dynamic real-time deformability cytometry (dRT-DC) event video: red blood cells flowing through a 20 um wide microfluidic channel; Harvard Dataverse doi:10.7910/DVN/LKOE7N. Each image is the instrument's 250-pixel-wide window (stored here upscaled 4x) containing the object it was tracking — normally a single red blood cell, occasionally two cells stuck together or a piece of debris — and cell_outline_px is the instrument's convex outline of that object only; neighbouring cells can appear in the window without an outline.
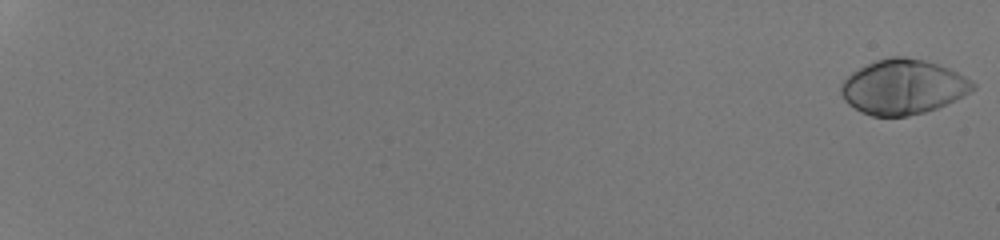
{"species": "human", "species_latin": "Homo sapiens", "temperature_condition": "room temperature", "stored_images_in_passage": 54, "camera_frame_rate_fps": 3000, "um_per_image_px": 0.085, "donor": {"sex": "male"}, "frame": {"image": 1, "passage_image": 1, "time_ms": 0.0, "image_size_px": [1000, 240], "cell_outline_px": [[976, 88], [936, 108], [924, 112], [908, 116], [872, 116], [860, 112], [848, 104], [844, 100], [840, 92], [840, 88], [844, 80], [852, 72], [876, 60], [892, 56], [904, 56], [924, 60], [948, 68], [964, 76], [976, 84]], "centroid_in_image_um": [76.71, 7.39], "position_along_channel_um": 8.3, "area_um2": 41.62}}
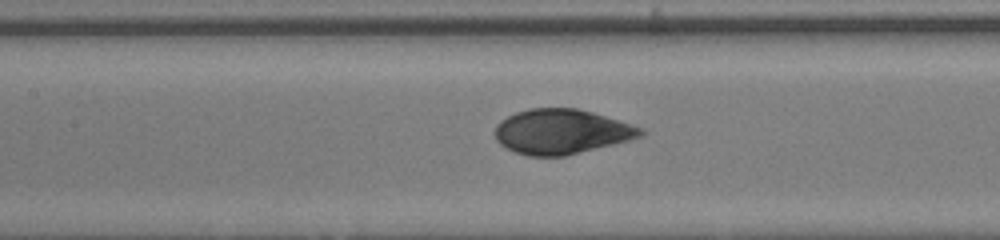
{"frame": {"image": 2, "passage_image": 31, "time_ms": 10.0, "image_size_px": [1000, 240], "cell_outline_px": [[644, 136], [564, 156], [528, 156], [516, 152], [500, 144], [496, 140], [496, 124], [500, 120], [516, 112], [528, 108], [576, 108], [592, 112], [632, 124], [644, 128]], "centroid_in_image_um": [47.72, 11.18], "position_along_channel_um": 159.7, "area_um2": 37.86}}
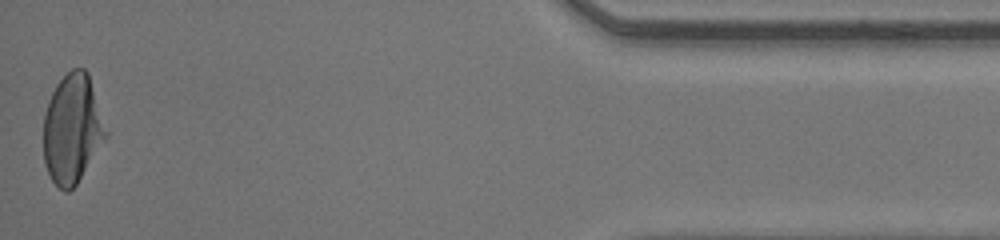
{"frame": {"image": 3, "passage_image": 54, "time_ms": 17.667, "image_size_px": [1000, 240], "cell_outline_px": [[108, 136], [76, 184], [68, 192], [64, 192], [52, 180], [48, 172], [44, 160], [44, 116], [48, 100], [56, 84], [72, 68], [84, 68], [88, 72], [108, 132]], "centroid_in_image_um": [6.15, 10.94], "position_along_channel_um": 429.0, "area_um2": 39.54}, "authors_computed_cell_mechanics": {"area_um2": 39.5352, "velocity_mm_per_s": 4.2664, "shape_relaxation_time_tau1_ms": 3.092, "shape_relaxation_time_tau2_ms": null, "deformation_change_tau1": 0.1676, "deformation_change_tau2": null}}